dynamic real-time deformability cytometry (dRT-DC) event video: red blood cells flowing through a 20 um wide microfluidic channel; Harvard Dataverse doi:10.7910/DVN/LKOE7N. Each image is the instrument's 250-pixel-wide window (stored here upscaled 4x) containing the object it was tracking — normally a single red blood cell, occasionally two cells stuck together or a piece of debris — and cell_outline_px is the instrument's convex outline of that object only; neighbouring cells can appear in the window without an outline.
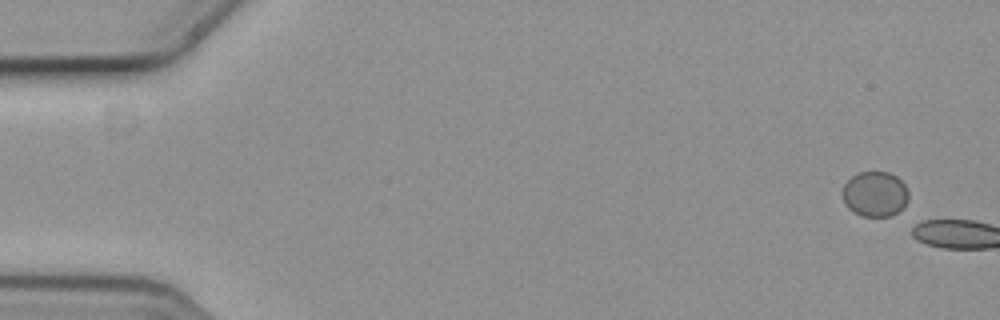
{"species": "common noctule bat (a hibernating species)", "species_latin": "Nyctalus noctula", "temperature_condition": "cold", "stored_images_in_passage": 2, "camera_frame_rate_fps": 3000, "um_per_image_px": 0.085, "animal": {"sex": "female", "body_mass_g": 19.3, "forearm_length_mm": 54.1}, "frame": {"image": 1, "passage_image": 1, "time_ms": 0.0, "image_size_px": [1000, 320], "cell_outline_px": [[908, 200], [904, 208], [892, 216], [860, 216], [852, 212], [844, 204], [844, 184], [852, 176], [860, 172], [888, 172], [896, 176], [908, 188]], "centroid_in_image_um": [74.4, 16.51], "position_along_channel_um": 10.6, "area_um2": 17.51}}